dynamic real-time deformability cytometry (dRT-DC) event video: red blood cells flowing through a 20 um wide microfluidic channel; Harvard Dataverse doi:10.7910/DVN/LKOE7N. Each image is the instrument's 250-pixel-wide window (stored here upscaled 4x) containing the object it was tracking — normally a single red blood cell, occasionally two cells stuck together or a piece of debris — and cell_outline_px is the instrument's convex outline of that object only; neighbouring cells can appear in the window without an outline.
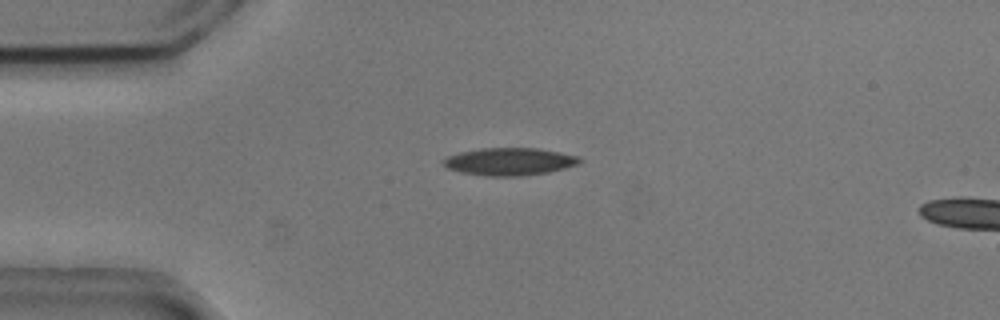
{"species": "common noctule bat (a hibernating species)", "species_latin": "Nyctalus noctula", "temperature_condition": "cold", "stored_images_in_passage": 54, "camera_frame_rate_fps": 3000, "um_per_image_px": 0.085, "animal": {"sex": "male", "body_mass_g": 20.5, "forearm_length_mm": 52.5}, "frame": {"image": 1, "passage_image": 13, "time_ms": 4.0, "image_size_px": [1000, 320], "cell_outline_px": [[584, 160], [580, 164], [548, 172], [520, 176], [488, 176], [460, 172], [448, 168], [440, 160], [448, 156], [460, 152], [480, 148], [536, 148], [560, 152], [580, 156]], "centroid_in_image_um": [43.34, 13.73], "position_along_channel_um": 41.7, "area_um2": 21.96}}
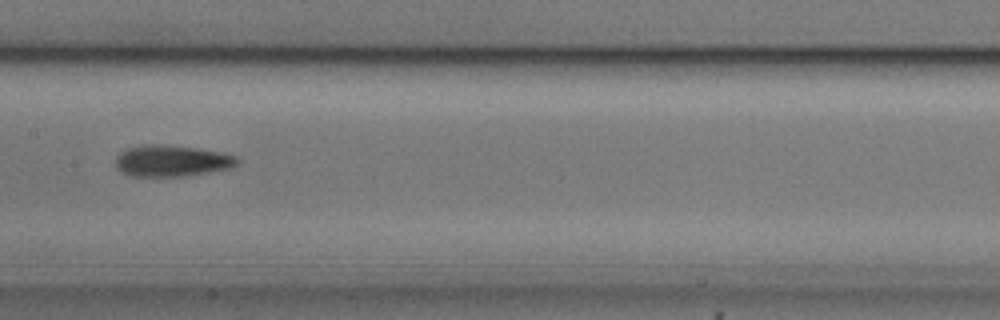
{"frame": {"image": 2, "passage_image": 27, "time_ms": 8.667, "image_size_px": [1000, 320], "cell_outline_px": [[240, 160], [236, 164], [228, 168], [208, 172], [184, 176], [132, 176], [116, 168], [116, 156], [120, 152], [128, 148], [144, 144], [164, 144], [196, 148], [220, 152], [236, 156]], "centroid_in_image_um": [14.57, 13.66], "position_along_channel_um": 192.8, "area_um2": 22.08}}
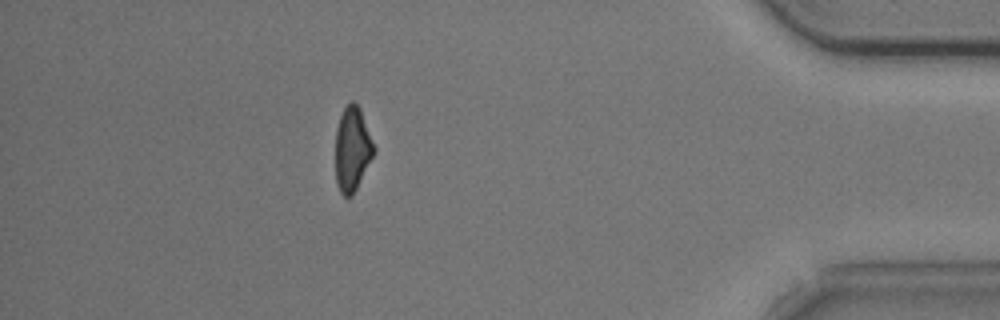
{"frame": {"image": 3, "passage_image": 48, "time_ms": 15.667, "image_size_px": [1000, 320], "cell_outline_px": [[376, 152], [352, 196], [344, 196], [340, 192], [336, 184], [336, 128], [340, 116], [344, 108], [352, 100], [360, 108], [376, 148]], "centroid_in_image_um": [29.96, 12.68], "position_along_channel_um": 405.2, "area_um2": 18.96}, "authors_computed_cell_mechanics": {"area_um2": 21.097, "velocity_mm_per_s": 3.7063, "shape_relaxation_time_tau1_ms": 3.5028, "shape_relaxation_time_tau2_ms": 4.8182, "deformation_change_tau1": 0.1481, "deformation_change_tau2": 0.1376}}